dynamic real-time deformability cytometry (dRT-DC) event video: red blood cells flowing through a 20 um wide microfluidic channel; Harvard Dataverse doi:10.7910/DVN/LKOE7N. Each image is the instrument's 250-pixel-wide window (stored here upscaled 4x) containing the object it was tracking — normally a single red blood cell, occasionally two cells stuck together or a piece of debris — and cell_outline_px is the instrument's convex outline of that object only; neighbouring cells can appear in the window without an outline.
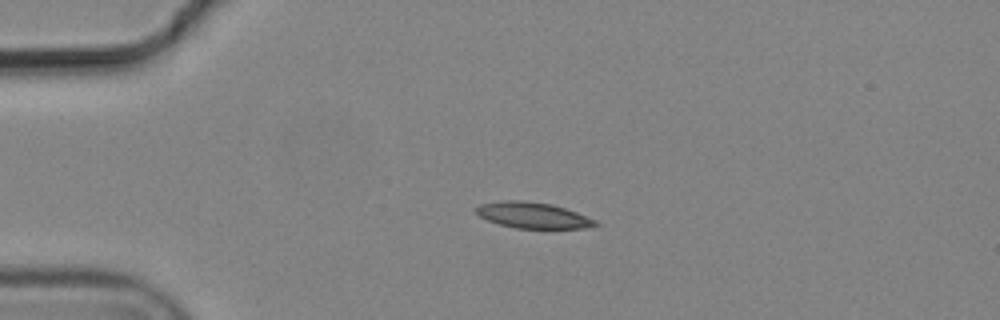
{"species": "common noctule bat (a hibernating species)", "species_latin": "Nyctalus noctula", "temperature_condition": "cold", "stored_images_in_passage": 3, "camera_frame_rate_fps": 3000, "um_per_image_px": 0.085, "animal": {"sex": "male", "body_mass_g": 19.2, "forearm_length_mm": 51.8}, "frame": {"image": 1, "passage_image": 3, "time_ms": 0.667, "image_size_px": [1000, 320], "cell_outline_px": [[600, 224], [584, 228], [516, 228], [500, 224], [488, 220], [480, 216], [476, 212], [476, 208], [480, 204], [504, 200], [524, 200], [552, 204], [576, 212], [596, 220]], "centroid_in_image_um": [45.3, 18.29], "position_along_channel_um": 39.7, "area_um2": 17.86}}